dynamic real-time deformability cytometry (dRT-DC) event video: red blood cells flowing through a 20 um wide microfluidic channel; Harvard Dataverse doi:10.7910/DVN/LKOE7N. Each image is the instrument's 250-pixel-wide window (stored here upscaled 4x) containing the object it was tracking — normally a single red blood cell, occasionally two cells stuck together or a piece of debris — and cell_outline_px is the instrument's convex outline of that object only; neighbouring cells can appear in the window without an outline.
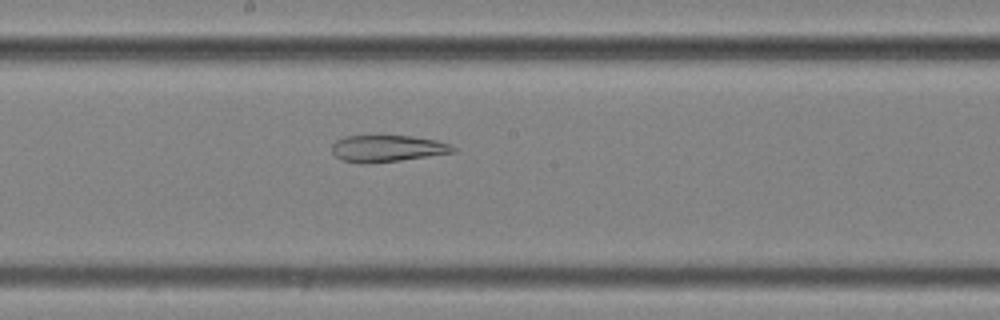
{"species": "common noctule bat (a hibernating species)", "species_latin": "Nyctalus noctula", "temperature_condition": "cold", "stored_images_in_passage": 38, "camera_frame_rate_fps": 3000, "um_per_image_px": 0.085, "animal": {"sex": "female", "body_mass_g": 25.1}, "frame": {"image": 1, "passage_image": 13, "time_ms": 4.0, "image_size_px": [1000, 320], "cell_outline_px": [[456, 152], [400, 160], [340, 160], [332, 152], [332, 144], [336, 140], [344, 136], [412, 136], [436, 140], [448, 144], [456, 148]], "centroid_in_image_um": [32.97, 12.57], "position_along_channel_um": 215.2, "area_um2": 17.92}}
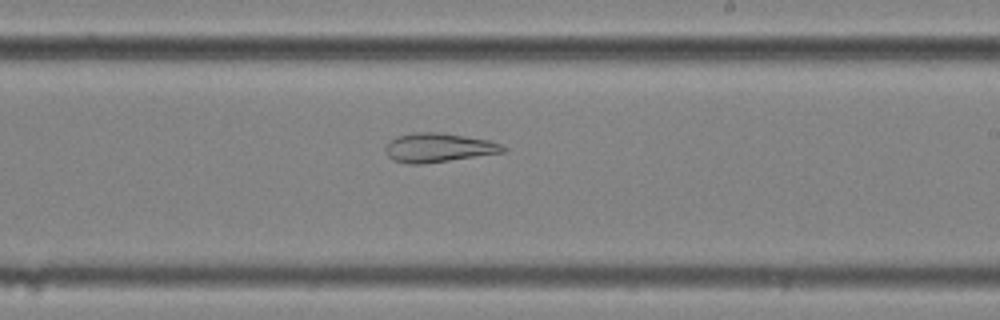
{"frame": {"image": 2, "passage_image": 16, "time_ms": 5.0, "image_size_px": [1000, 320], "cell_outline_px": [[508, 152], [420, 164], [408, 164], [392, 160], [388, 156], [384, 148], [388, 140], [396, 136], [412, 132], [444, 132], [488, 140], [500, 144], [508, 148]], "centroid_in_image_um": [37.25, 12.54], "position_along_channel_um": 251.7, "area_um2": 20.23}}
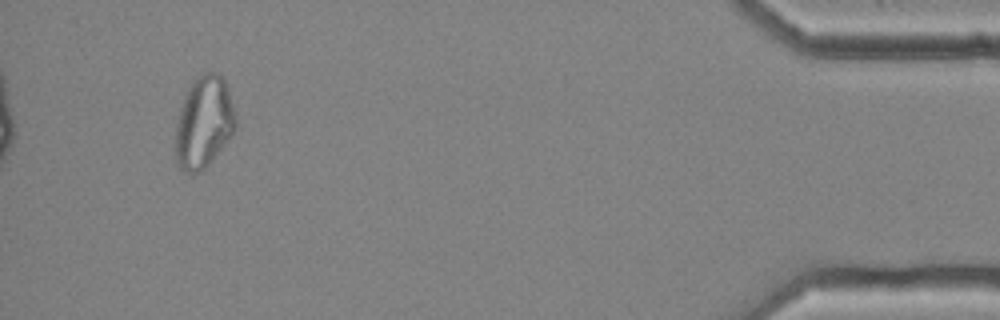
{"frame": {"image": 3, "passage_image": 35, "time_ms": 11.333, "image_size_px": [1000, 320], "cell_outline_px": [[236, 128], [232, 136], [204, 168], [200, 172], [184, 172], [176, 164], [176, 120], [184, 96], [196, 76], [204, 72], [216, 72], [224, 80], [228, 88], [236, 112]], "centroid_in_image_um": [17.34, 10.38], "position_along_channel_um": 417.9, "area_um2": 32.25}, "authors_computed_cell_mechanics": {"area_um2": 23.6691, "velocity_mm_per_s": 3.6479, "shape_relaxation_time_tau1_ms": null, "shape_relaxation_time_tau2_ms": 5.7501, "deformation_change_tau1": null, "deformation_change_tau2": 0.1601}}